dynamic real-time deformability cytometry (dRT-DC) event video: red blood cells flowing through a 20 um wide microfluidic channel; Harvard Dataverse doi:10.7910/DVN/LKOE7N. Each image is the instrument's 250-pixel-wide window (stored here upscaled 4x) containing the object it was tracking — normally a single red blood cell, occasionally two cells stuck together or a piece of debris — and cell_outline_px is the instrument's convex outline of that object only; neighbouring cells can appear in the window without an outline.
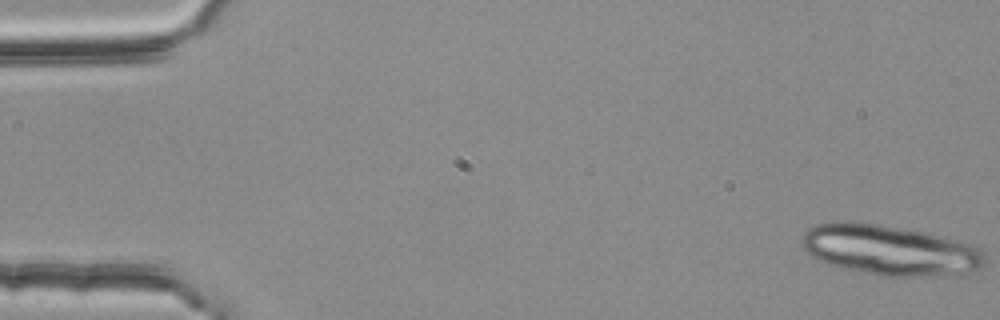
{"species": "common noctule bat (a hibernating species)", "species_latin": "Nyctalus noctula", "temperature_condition": "room temperature", "stored_images_in_passage": 16, "camera_frame_rate_fps": 3000, "um_per_image_px": 0.085, "animal": {"sex": "female", "body_mass_g": 25.1}, "frame": {"image": 1, "passage_image": 1, "time_ms": 0.0, "image_size_px": [1000, 320], "cell_outline_px": [[984, 264], [980, 268], [964, 276], [876, 276], [836, 268], [808, 256], [800, 240], [804, 232], [808, 228], [816, 224], [836, 220], [848, 220], [876, 224], [924, 232], [972, 244], [980, 248], [984, 252]], "centroid_in_image_um": [75.59, 21.28], "position_along_channel_um": 9.4, "area_um2": 54.91}}